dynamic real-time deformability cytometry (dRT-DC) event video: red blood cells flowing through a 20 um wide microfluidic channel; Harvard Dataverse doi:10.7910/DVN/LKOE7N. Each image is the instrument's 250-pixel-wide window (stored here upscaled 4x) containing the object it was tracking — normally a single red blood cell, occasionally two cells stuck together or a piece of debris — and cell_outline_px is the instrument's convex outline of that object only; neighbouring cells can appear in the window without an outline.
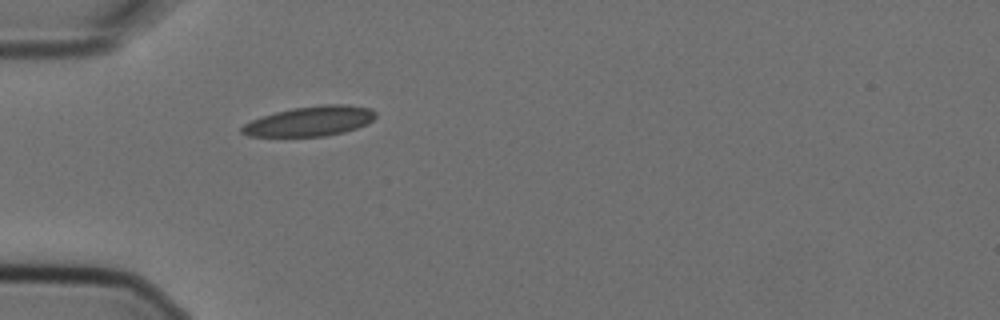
{"species": "Egyptian fruit bat (a non-hibernating species)", "species_latin": "Rousettus aegyptiacus", "temperature_condition": "cold", "stored_images_in_passage": 4, "camera_frame_rate_fps": 3000, "um_per_image_px": 0.085, "animal": {"sex": "female"}, "frame": {"image": 1, "passage_image": 4, "time_ms": 1.0, "image_size_px": [1000, 320], "cell_outline_px": [[376, 116], [372, 120], [356, 128], [344, 132], [324, 136], [248, 136], [240, 132], [240, 128], [244, 124], [252, 120], [276, 112], [292, 108], [324, 104], [348, 104], [372, 108], [376, 112]], "centroid_in_image_um": [26.37, 10.29], "position_along_channel_um": 58.6, "area_um2": 23.18}}